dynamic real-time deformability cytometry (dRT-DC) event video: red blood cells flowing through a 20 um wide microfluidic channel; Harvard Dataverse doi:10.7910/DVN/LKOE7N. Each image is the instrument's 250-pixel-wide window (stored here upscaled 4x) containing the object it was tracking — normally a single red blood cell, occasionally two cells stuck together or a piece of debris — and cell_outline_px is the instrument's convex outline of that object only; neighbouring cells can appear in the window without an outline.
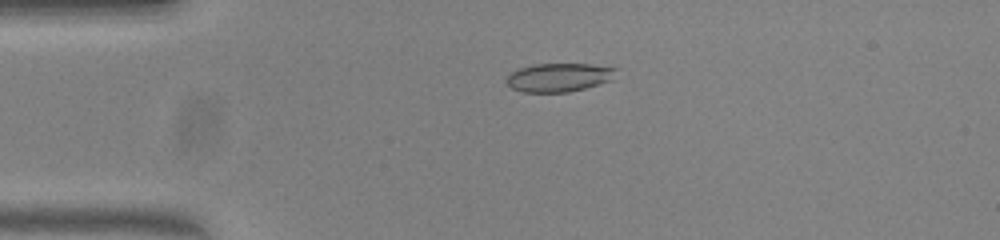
{"species": "common noctule bat (a hibernating species)", "species_latin": "Nyctalus noctula", "temperature_condition": "warm", "stored_images_in_passage": 53, "camera_frame_rate_fps": 3000, "um_per_image_px": 0.085, "animal": {"sex": "female", "body_mass_g": 23.0, "forearm_length_mm": 53.4}, "frame": {"image": 1, "passage_image": 12, "time_ms": 3.667, "image_size_px": [1000, 240], "cell_outline_px": [[620, 68], [612, 80], [600, 84], [568, 92], [524, 92], [512, 88], [504, 80], [512, 72], [520, 68], [532, 64], [592, 64]], "centroid_in_image_um": [47.56, 6.57], "position_along_channel_um": 37.4, "area_um2": 18.38}}
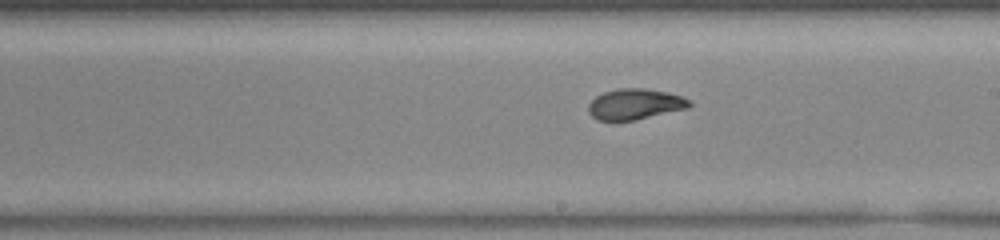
{"frame": {"image": 2, "passage_image": 30, "time_ms": 9.667, "image_size_px": [1000, 240], "cell_outline_px": [[692, 104], [688, 108], [636, 120], [596, 120], [588, 112], [588, 104], [596, 96], [604, 92], [616, 88], [644, 88], [668, 92], [692, 100]], "centroid_in_image_um": [53.98, 8.85], "position_along_channel_um": 235.0, "area_um2": 18.21}}
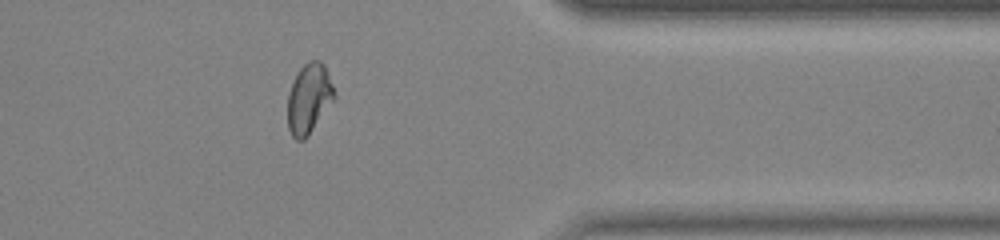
{"frame": {"image": 3, "passage_image": 43, "time_ms": 14.0, "image_size_px": [1000, 240], "cell_outline_px": [[336, 96], [308, 136], [304, 140], [296, 140], [292, 136], [288, 128], [288, 92], [300, 68], [308, 60], [320, 60], [324, 64], [332, 84]], "centroid_in_image_um": [26.25, 8.38], "position_along_channel_um": 385.1, "area_um2": 18.84}, "authors_computed_cell_mechanics": {"area_um2": 18.785, "velocity_mm_per_s": 3.8479, "shape_relaxation_time_tau1_ms": 6.1161, "shape_relaxation_time_tau2_ms": 1.5178, "deformation_change_tau1": 0.1864, "deformation_change_tau2": 0.0531}}